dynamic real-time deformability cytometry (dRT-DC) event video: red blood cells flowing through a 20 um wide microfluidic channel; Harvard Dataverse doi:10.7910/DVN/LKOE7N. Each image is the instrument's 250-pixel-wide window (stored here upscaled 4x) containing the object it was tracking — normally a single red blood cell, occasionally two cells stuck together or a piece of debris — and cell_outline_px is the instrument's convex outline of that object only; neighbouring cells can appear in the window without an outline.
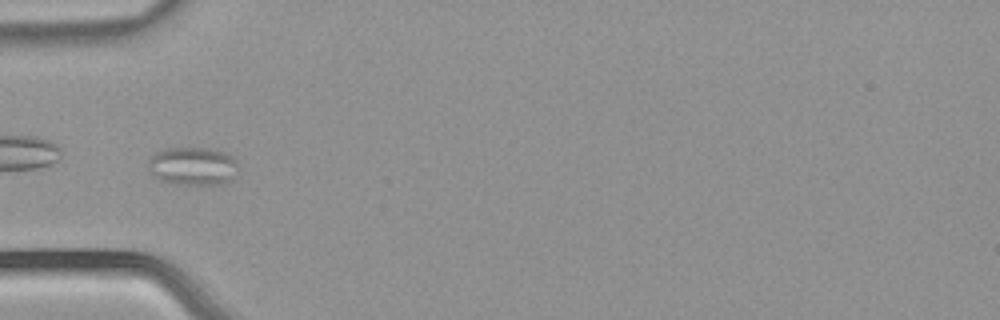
{"species": "common noctule bat (a hibernating species)", "species_latin": "Nyctalus noctula", "temperature_condition": "warm", "stored_images_in_passage": 1, "camera_frame_rate_fps": 3000, "um_per_image_px": 0.085, "animal": {"sex": "male", "body_mass_g": 21.5, "forearm_length_mm": 52.0}, "frame": {"image": 1, "passage_image": 1, "time_ms": 0.0, "image_size_px": [1000, 320], "cell_outline_px": [[236, 176], [232, 180], [220, 184], [176, 184], [160, 180], [152, 176], [148, 168], [148, 160], [156, 152], [164, 148], [208, 148], [224, 152], [232, 156], [236, 160]], "centroid_in_image_um": [16.37, 14.12], "position_along_channel_um": 68.6, "area_um2": 20.17}}